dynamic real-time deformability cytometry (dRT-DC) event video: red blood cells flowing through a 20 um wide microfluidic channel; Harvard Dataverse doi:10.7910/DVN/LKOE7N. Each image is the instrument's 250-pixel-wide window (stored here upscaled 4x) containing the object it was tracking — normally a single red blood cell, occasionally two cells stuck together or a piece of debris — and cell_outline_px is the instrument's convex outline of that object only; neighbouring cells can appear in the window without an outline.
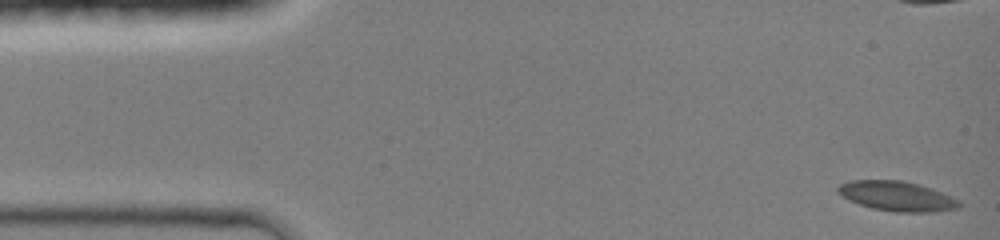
{"species": "common noctule bat (a hibernating species)", "species_latin": "Nyctalus noctula", "temperature_condition": "room temperature", "stored_images_in_passage": 44, "camera_frame_rate_fps": 3000, "um_per_image_px": 0.085, "animal": {"sex": "female", "body_mass_g": 19.0, "forearm_length_mm": 51.5}, "frame": {"image": 1, "passage_image": 1, "time_ms": 0.0, "image_size_px": [1000, 240], "cell_outline_px": [[960, 208], [932, 212], [892, 212], [872, 208], [848, 200], [836, 192], [836, 188], [840, 184], [852, 180], [900, 180], [920, 184], [932, 188], [952, 196], [960, 200]], "centroid_in_image_um": [76.25, 16.67], "position_along_channel_um": 8.8, "area_um2": 21.27}}
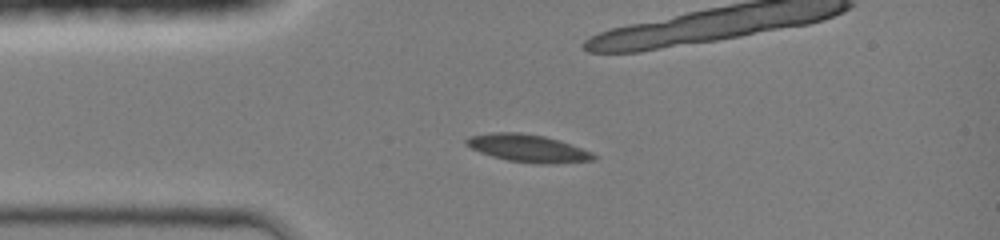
{"frame": {"image": 2, "passage_image": 10, "time_ms": 3.0, "image_size_px": [1000, 240], "cell_outline_px": [[596, 160], [552, 164], [536, 164], [508, 160], [492, 156], [480, 152], [464, 144], [464, 140], [468, 136], [492, 132], [520, 132], [544, 136], [560, 140], [592, 152], [596, 156]], "centroid_in_image_um": [44.87, 12.6], "position_along_channel_um": 40.1, "area_um2": 20.63}}
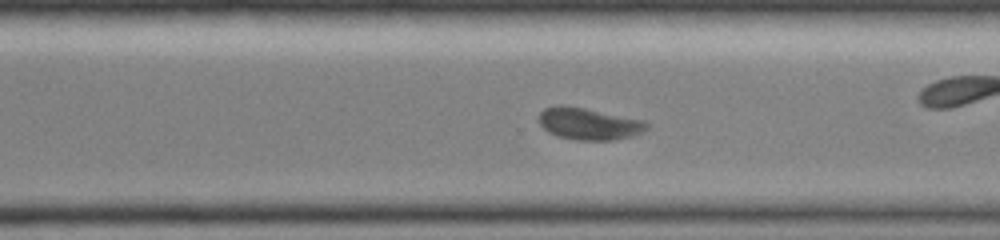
{"frame": {"image": 3, "passage_image": 31, "time_ms": 10.0, "image_size_px": [1000, 240], "cell_outline_px": [[648, 128], [632, 136], [612, 140], [576, 140], [556, 136], [548, 132], [540, 124], [540, 112], [544, 108], [556, 104], [564, 104], [644, 120], [648, 124]], "centroid_in_image_um": [50.02, 10.51], "position_along_channel_um": 320.6, "area_um2": 20.06}, "authors_computed_cell_mechanics": {"area_um2": 20.4034, "velocity_mm_per_s": 4.2444, "shape_relaxation_time_tau1_ms": 3.272, "shape_relaxation_time_tau2_ms": 5.4584, "deformation_change_tau1": 0.1308, "deformation_change_tau2": 0.0815}}